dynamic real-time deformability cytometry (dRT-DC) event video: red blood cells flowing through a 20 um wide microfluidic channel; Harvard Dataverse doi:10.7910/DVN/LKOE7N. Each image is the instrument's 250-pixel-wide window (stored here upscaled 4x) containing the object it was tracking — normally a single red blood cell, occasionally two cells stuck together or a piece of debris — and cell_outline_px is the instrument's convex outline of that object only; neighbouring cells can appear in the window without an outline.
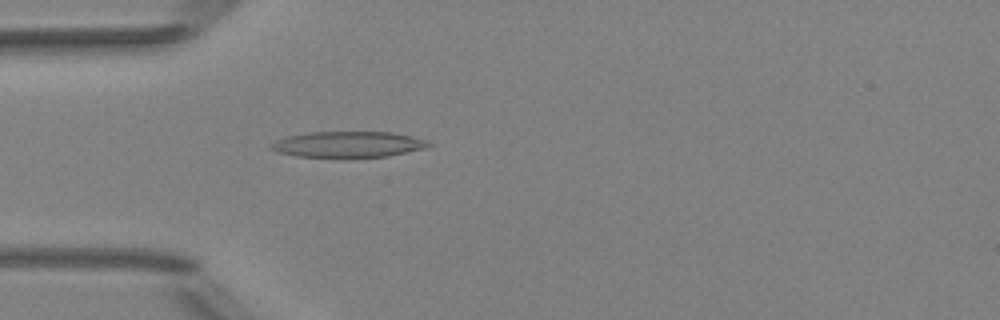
{"species": "Egyptian fruit bat (a non-hibernating species)", "species_latin": "Rousettus aegyptiacus", "temperature_condition": "room temperature", "stored_images_in_passage": 51, "camera_frame_rate_fps": 3000, "um_per_image_px": 0.085, "animal": {"sex": "female"}, "frame": {"image": 1, "passage_image": 15, "time_ms": 4.667, "image_size_px": [1000, 320], "cell_outline_px": [[436, 144], [428, 148], [388, 156], [296, 156], [276, 152], [268, 148], [268, 144], [276, 140], [288, 136], [312, 132], [392, 132], [412, 136], [428, 140]], "centroid_in_image_um": [29.64, 12.26], "position_along_channel_um": 55.4, "area_um2": 23.76}}
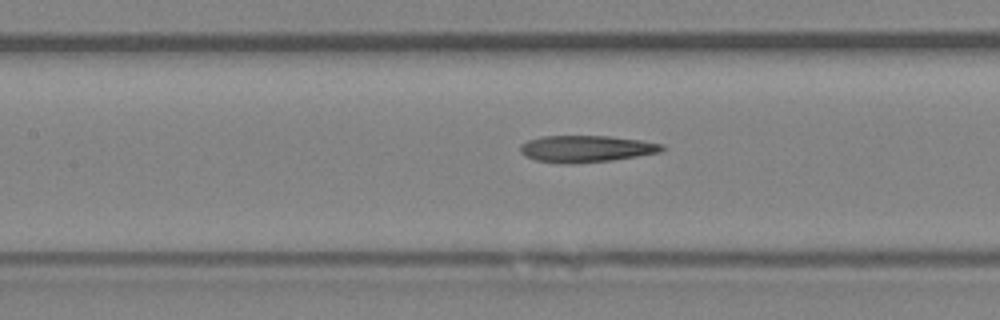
{"frame": {"image": 2, "passage_image": 23, "time_ms": 7.333, "image_size_px": [1000, 320], "cell_outline_px": [[668, 148], [660, 152], [612, 160], [572, 164], [564, 164], [536, 160], [524, 156], [520, 152], [520, 144], [528, 140], [540, 136], [612, 136], [640, 140], [664, 144]], "centroid_in_image_um": [49.82, 12.64], "position_along_channel_um": 157.6, "area_um2": 22.31}}
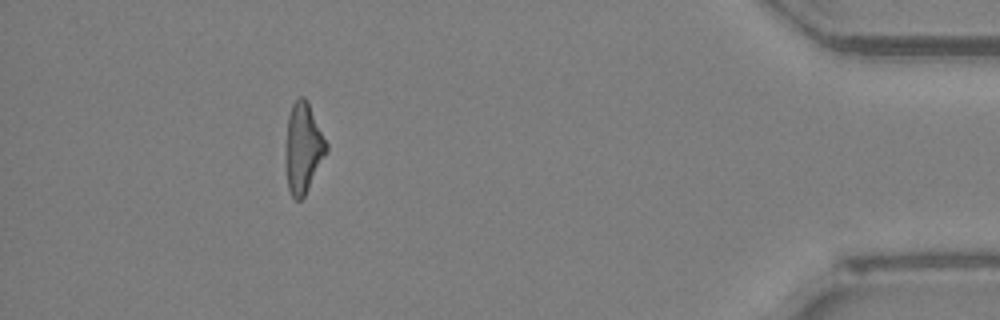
{"frame": {"image": 3, "passage_image": 46, "time_ms": 15.0, "image_size_px": [1000, 320], "cell_outline_px": [[328, 152], [304, 196], [300, 200], [296, 200], [292, 196], [288, 188], [288, 116], [292, 104], [300, 96], [304, 96], [308, 100], [328, 144]], "centroid_in_image_um": [25.84, 12.53], "position_along_channel_um": 409.4, "area_um2": 20.75}, "authors_computed_cell_mechanics": {"area_um2": 22.1374, "velocity_mm_per_s": 4.0404, "shape_relaxation_time_tau1_ms": null, "shape_relaxation_time_tau2_ms": 9.2826, "deformation_change_tau1": null, "deformation_change_tau2": 0.2897}}